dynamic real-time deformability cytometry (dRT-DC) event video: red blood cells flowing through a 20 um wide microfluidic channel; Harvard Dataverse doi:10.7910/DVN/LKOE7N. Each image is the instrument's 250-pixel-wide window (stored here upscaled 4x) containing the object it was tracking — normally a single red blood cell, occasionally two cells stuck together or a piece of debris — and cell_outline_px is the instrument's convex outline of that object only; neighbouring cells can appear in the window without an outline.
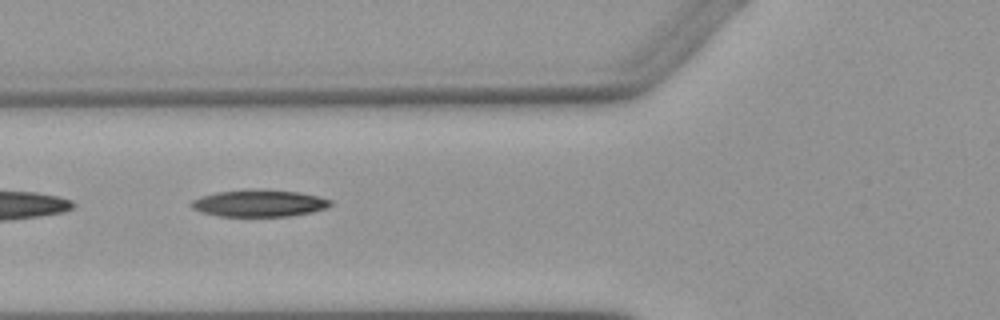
{"species": "Egyptian fruit bat (a non-hibernating species)", "species_latin": "Rousettus aegyptiacus", "temperature_condition": "warm", "stored_images_in_passage": 8, "segment_of_instrument_passage": [2, 2], "camera_frame_rate_fps": 3000, "um_per_image_px": 0.085, "animal": {"sex": "female"}, "frame": {"image": 1, "passage_image": 5, "time_ms": 5.667, "image_size_px": [1000, 320], "cell_outline_px": [[332, 204], [324, 208], [312, 212], [288, 216], [216, 216], [200, 212], [192, 208], [188, 204], [192, 200], [200, 196], [216, 192], [300, 192], [332, 200]], "centroid_in_image_um": [21.97, 17.32], "position_along_channel_um": 103.8, "area_um2": 20.87}}
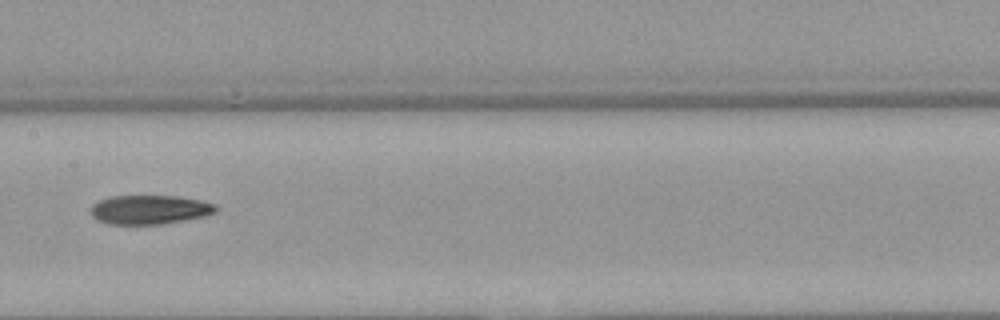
{"frame": {"image": 2, "passage_image": 7, "time_ms": 8.0, "image_size_px": [1000, 320], "cell_outline_px": [[220, 208], [216, 212], [204, 216], [184, 220], [160, 224], [108, 224], [96, 220], [92, 216], [92, 204], [100, 200], [112, 196], [176, 196], [200, 200], [216, 204]], "centroid_in_image_um": [12.74, 17.82], "position_along_channel_um": 194.7, "area_um2": 21.21}}
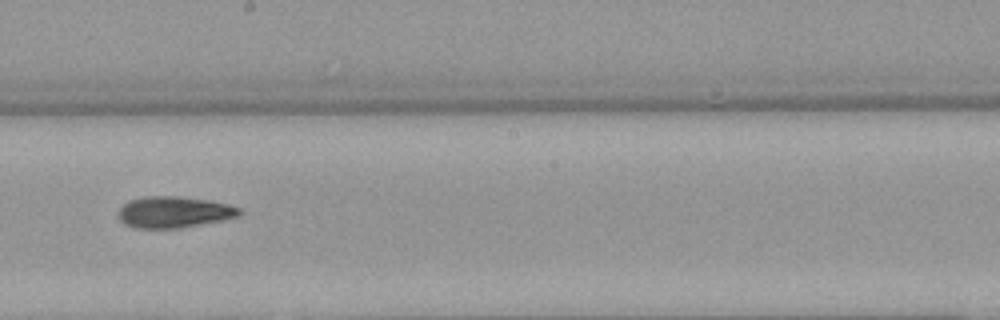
{"frame": {"image": 3, "passage_image": 8, "time_ms": 9.0, "image_size_px": [1000, 320], "cell_outline_px": [[240, 212], [236, 216], [224, 220], [180, 228], [136, 228], [124, 224], [120, 220], [116, 212], [128, 200], [148, 196], [176, 196], [208, 200], [228, 204], [240, 208]], "centroid_in_image_um": [14.74, 18.03], "position_along_channel_um": 233.5, "area_um2": 22.08}}